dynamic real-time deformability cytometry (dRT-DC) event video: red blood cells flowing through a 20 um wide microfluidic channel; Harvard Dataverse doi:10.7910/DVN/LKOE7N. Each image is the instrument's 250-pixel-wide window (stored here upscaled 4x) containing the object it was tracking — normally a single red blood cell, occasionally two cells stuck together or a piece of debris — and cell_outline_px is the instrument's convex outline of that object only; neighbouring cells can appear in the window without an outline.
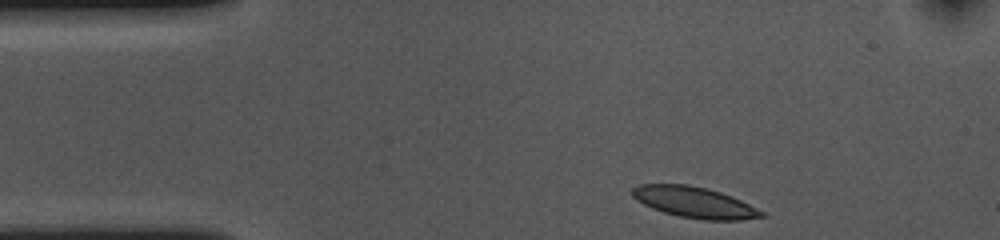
{"species": "common noctule bat (a hibernating species)", "species_latin": "Nyctalus noctula", "temperature_condition": "cold", "stored_images_in_passage": 36, "camera_frame_rate_fps": 3000, "um_per_image_px": 0.085, "animal": {"sex": "female", "body_mass_g": 10.0, "forearm_length_mm": 53.1}, "frame": {"image": 1, "passage_image": 1, "time_ms": 0.0, "image_size_px": [1000, 240], "cell_outline_px": [[764, 216], [740, 220], [704, 220], [680, 216], [664, 212], [652, 208], [636, 200], [632, 196], [632, 188], [640, 184], [688, 184], [708, 188], [732, 196], [764, 212]], "centroid_in_image_um": [59.0, 17.19], "position_along_channel_um": 26.0, "area_um2": 23.18}}
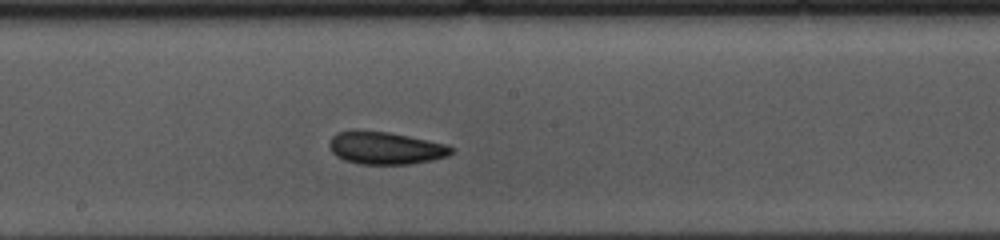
{"frame": {"image": 2, "passage_image": 21, "time_ms": 6.667, "image_size_px": [1000, 240], "cell_outline_px": [[452, 152], [448, 156], [432, 160], [408, 164], [360, 164], [344, 160], [336, 156], [332, 152], [328, 144], [332, 136], [336, 132], [388, 132], [448, 144], [452, 148]], "centroid_in_image_um": [32.78, 12.6], "position_along_channel_um": 215.4, "area_um2": 22.72}}
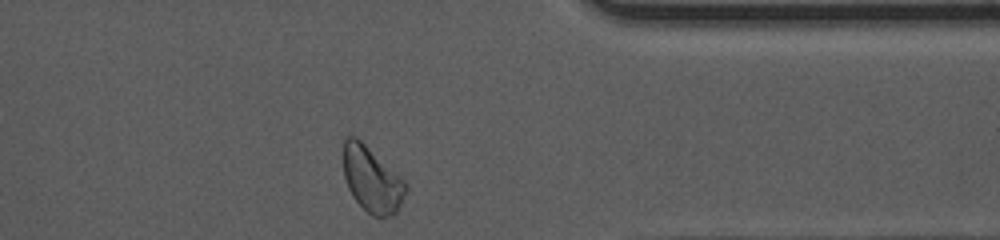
{"frame": {"image": 3, "passage_image": 36, "time_ms": 11.667, "image_size_px": [1000, 240], "cell_outline_px": [[408, 188], [396, 212], [392, 216], [372, 216], [352, 196], [348, 188], [344, 176], [344, 140], [348, 136], [356, 136], [404, 180], [408, 184]], "centroid_in_image_um": [31.61, 15.26], "position_along_channel_um": 379.8, "area_um2": 23.41}, "authors_computed_cell_mechanics": {"area_um2": 23.0044, "velocity_mm_per_s": 3.5667, "shape_relaxation_time_tau1_ms": 3.777, "shape_relaxation_time_tau2_ms": 2.3937, "deformation_change_tau1": 0.0998, "deformation_change_tau2": 0.0777}}